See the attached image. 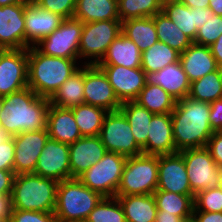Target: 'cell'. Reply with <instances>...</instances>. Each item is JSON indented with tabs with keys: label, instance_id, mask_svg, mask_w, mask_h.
<instances>
[{
	"label": "cell",
	"instance_id": "obj_1",
	"mask_svg": "<svg viewBox=\"0 0 222 222\" xmlns=\"http://www.w3.org/2000/svg\"><path fill=\"white\" fill-rule=\"evenodd\" d=\"M177 152L206 147L214 133L210 125V104L185 97L170 113Z\"/></svg>",
	"mask_w": 222,
	"mask_h": 222
},
{
	"label": "cell",
	"instance_id": "obj_2",
	"mask_svg": "<svg viewBox=\"0 0 222 222\" xmlns=\"http://www.w3.org/2000/svg\"><path fill=\"white\" fill-rule=\"evenodd\" d=\"M50 100L38 96L31 88L3 96L0 126L11 136L46 129Z\"/></svg>",
	"mask_w": 222,
	"mask_h": 222
},
{
	"label": "cell",
	"instance_id": "obj_3",
	"mask_svg": "<svg viewBox=\"0 0 222 222\" xmlns=\"http://www.w3.org/2000/svg\"><path fill=\"white\" fill-rule=\"evenodd\" d=\"M76 59H65L28 48V87L38 96L50 99L59 87L81 67Z\"/></svg>",
	"mask_w": 222,
	"mask_h": 222
},
{
	"label": "cell",
	"instance_id": "obj_4",
	"mask_svg": "<svg viewBox=\"0 0 222 222\" xmlns=\"http://www.w3.org/2000/svg\"><path fill=\"white\" fill-rule=\"evenodd\" d=\"M59 182L35 173L17 174L13 180V209L54 212Z\"/></svg>",
	"mask_w": 222,
	"mask_h": 222
},
{
	"label": "cell",
	"instance_id": "obj_5",
	"mask_svg": "<svg viewBox=\"0 0 222 222\" xmlns=\"http://www.w3.org/2000/svg\"><path fill=\"white\" fill-rule=\"evenodd\" d=\"M103 196L78 178L59 182L54 210L58 222H85Z\"/></svg>",
	"mask_w": 222,
	"mask_h": 222
},
{
	"label": "cell",
	"instance_id": "obj_6",
	"mask_svg": "<svg viewBox=\"0 0 222 222\" xmlns=\"http://www.w3.org/2000/svg\"><path fill=\"white\" fill-rule=\"evenodd\" d=\"M158 185V155L128 157L116 196L153 194Z\"/></svg>",
	"mask_w": 222,
	"mask_h": 222
},
{
	"label": "cell",
	"instance_id": "obj_7",
	"mask_svg": "<svg viewBox=\"0 0 222 222\" xmlns=\"http://www.w3.org/2000/svg\"><path fill=\"white\" fill-rule=\"evenodd\" d=\"M121 30V20H101L83 23L79 59L85 60L88 58L86 59L88 62L84 61V65H97L105 56L109 45L121 33Z\"/></svg>",
	"mask_w": 222,
	"mask_h": 222
},
{
	"label": "cell",
	"instance_id": "obj_8",
	"mask_svg": "<svg viewBox=\"0 0 222 222\" xmlns=\"http://www.w3.org/2000/svg\"><path fill=\"white\" fill-rule=\"evenodd\" d=\"M126 160L127 158L119 153L107 152L78 179L103 197H115Z\"/></svg>",
	"mask_w": 222,
	"mask_h": 222
},
{
	"label": "cell",
	"instance_id": "obj_9",
	"mask_svg": "<svg viewBox=\"0 0 222 222\" xmlns=\"http://www.w3.org/2000/svg\"><path fill=\"white\" fill-rule=\"evenodd\" d=\"M183 155L191 191L198 192L221 187V169L206 147L180 151Z\"/></svg>",
	"mask_w": 222,
	"mask_h": 222
},
{
	"label": "cell",
	"instance_id": "obj_10",
	"mask_svg": "<svg viewBox=\"0 0 222 222\" xmlns=\"http://www.w3.org/2000/svg\"><path fill=\"white\" fill-rule=\"evenodd\" d=\"M99 137L107 152L119 153L126 158L143 154L127 118L120 110L105 115Z\"/></svg>",
	"mask_w": 222,
	"mask_h": 222
},
{
	"label": "cell",
	"instance_id": "obj_11",
	"mask_svg": "<svg viewBox=\"0 0 222 222\" xmlns=\"http://www.w3.org/2000/svg\"><path fill=\"white\" fill-rule=\"evenodd\" d=\"M83 23L74 17L66 18L50 35L35 47L43 54L79 60V45Z\"/></svg>",
	"mask_w": 222,
	"mask_h": 222
},
{
	"label": "cell",
	"instance_id": "obj_12",
	"mask_svg": "<svg viewBox=\"0 0 222 222\" xmlns=\"http://www.w3.org/2000/svg\"><path fill=\"white\" fill-rule=\"evenodd\" d=\"M28 87V49H5L0 55V96Z\"/></svg>",
	"mask_w": 222,
	"mask_h": 222
},
{
	"label": "cell",
	"instance_id": "obj_13",
	"mask_svg": "<svg viewBox=\"0 0 222 222\" xmlns=\"http://www.w3.org/2000/svg\"><path fill=\"white\" fill-rule=\"evenodd\" d=\"M84 98L86 104L101 107L107 112L118 111L122 104L97 65H84Z\"/></svg>",
	"mask_w": 222,
	"mask_h": 222
},
{
	"label": "cell",
	"instance_id": "obj_14",
	"mask_svg": "<svg viewBox=\"0 0 222 222\" xmlns=\"http://www.w3.org/2000/svg\"><path fill=\"white\" fill-rule=\"evenodd\" d=\"M108 78L121 103L135 101L147 83V74L142 68L121 65H97Z\"/></svg>",
	"mask_w": 222,
	"mask_h": 222
},
{
	"label": "cell",
	"instance_id": "obj_15",
	"mask_svg": "<svg viewBox=\"0 0 222 222\" xmlns=\"http://www.w3.org/2000/svg\"><path fill=\"white\" fill-rule=\"evenodd\" d=\"M14 138V174L34 173L38 157L40 156L49 135L47 129L27 131Z\"/></svg>",
	"mask_w": 222,
	"mask_h": 222
},
{
	"label": "cell",
	"instance_id": "obj_16",
	"mask_svg": "<svg viewBox=\"0 0 222 222\" xmlns=\"http://www.w3.org/2000/svg\"><path fill=\"white\" fill-rule=\"evenodd\" d=\"M34 173L58 182L71 179L69 144L49 138L38 157Z\"/></svg>",
	"mask_w": 222,
	"mask_h": 222
},
{
	"label": "cell",
	"instance_id": "obj_17",
	"mask_svg": "<svg viewBox=\"0 0 222 222\" xmlns=\"http://www.w3.org/2000/svg\"><path fill=\"white\" fill-rule=\"evenodd\" d=\"M157 190L194 195L189 184L185 161L180 152L158 156Z\"/></svg>",
	"mask_w": 222,
	"mask_h": 222
},
{
	"label": "cell",
	"instance_id": "obj_18",
	"mask_svg": "<svg viewBox=\"0 0 222 222\" xmlns=\"http://www.w3.org/2000/svg\"><path fill=\"white\" fill-rule=\"evenodd\" d=\"M25 49L37 45L56 30L64 20L51 11L44 10L32 0L25 6Z\"/></svg>",
	"mask_w": 222,
	"mask_h": 222
},
{
	"label": "cell",
	"instance_id": "obj_19",
	"mask_svg": "<svg viewBox=\"0 0 222 222\" xmlns=\"http://www.w3.org/2000/svg\"><path fill=\"white\" fill-rule=\"evenodd\" d=\"M28 3L0 7V46L25 49L24 10Z\"/></svg>",
	"mask_w": 222,
	"mask_h": 222
},
{
	"label": "cell",
	"instance_id": "obj_20",
	"mask_svg": "<svg viewBox=\"0 0 222 222\" xmlns=\"http://www.w3.org/2000/svg\"><path fill=\"white\" fill-rule=\"evenodd\" d=\"M107 153L99 136H82L69 144L71 179L78 178Z\"/></svg>",
	"mask_w": 222,
	"mask_h": 222
},
{
	"label": "cell",
	"instance_id": "obj_21",
	"mask_svg": "<svg viewBox=\"0 0 222 222\" xmlns=\"http://www.w3.org/2000/svg\"><path fill=\"white\" fill-rule=\"evenodd\" d=\"M162 11L193 42L197 30L208 21L209 15L213 14L210 8H189L179 0H164Z\"/></svg>",
	"mask_w": 222,
	"mask_h": 222
},
{
	"label": "cell",
	"instance_id": "obj_22",
	"mask_svg": "<svg viewBox=\"0 0 222 222\" xmlns=\"http://www.w3.org/2000/svg\"><path fill=\"white\" fill-rule=\"evenodd\" d=\"M146 155L176 153L171 114H154L149 123Z\"/></svg>",
	"mask_w": 222,
	"mask_h": 222
},
{
	"label": "cell",
	"instance_id": "obj_23",
	"mask_svg": "<svg viewBox=\"0 0 222 222\" xmlns=\"http://www.w3.org/2000/svg\"><path fill=\"white\" fill-rule=\"evenodd\" d=\"M46 129L49 138L61 143L71 144L82 137L70 108H60L50 104Z\"/></svg>",
	"mask_w": 222,
	"mask_h": 222
},
{
	"label": "cell",
	"instance_id": "obj_24",
	"mask_svg": "<svg viewBox=\"0 0 222 222\" xmlns=\"http://www.w3.org/2000/svg\"><path fill=\"white\" fill-rule=\"evenodd\" d=\"M179 62L190 83L219 68L210 47L195 43L180 54Z\"/></svg>",
	"mask_w": 222,
	"mask_h": 222
},
{
	"label": "cell",
	"instance_id": "obj_25",
	"mask_svg": "<svg viewBox=\"0 0 222 222\" xmlns=\"http://www.w3.org/2000/svg\"><path fill=\"white\" fill-rule=\"evenodd\" d=\"M147 78L149 83L159 85L177 101L188 97L191 83L179 61L149 74Z\"/></svg>",
	"mask_w": 222,
	"mask_h": 222
},
{
	"label": "cell",
	"instance_id": "obj_26",
	"mask_svg": "<svg viewBox=\"0 0 222 222\" xmlns=\"http://www.w3.org/2000/svg\"><path fill=\"white\" fill-rule=\"evenodd\" d=\"M142 53L138 46L122 32L109 45L105 56L97 65H121L141 68Z\"/></svg>",
	"mask_w": 222,
	"mask_h": 222
},
{
	"label": "cell",
	"instance_id": "obj_27",
	"mask_svg": "<svg viewBox=\"0 0 222 222\" xmlns=\"http://www.w3.org/2000/svg\"><path fill=\"white\" fill-rule=\"evenodd\" d=\"M126 222H155L157 207L153 194L116 196Z\"/></svg>",
	"mask_w": 222,
	"mask_h": 222
},
{
	"label": "cell",
	"instance_id": "obj_28",
	"mask_svg": "<svg viewBox=\"0 0 222 222\" xmlns=\"http://www.w3.org/2000/svg\"><path fill=\"white\" fill-rule=\"evenodd\" d=\"M73 17L82 23L120 20L117 0H76Z\"/></svg>",
	"mask_w": 222,
	"mask_h": 222
},
{
	"label": "cell",
	"instance_id": "obj_29",
	"mask_svg": "<svg viewBox=\"0 0 222 222\" xmlns=\"http://www.w3.org/2000/svg\"><path fill=\"white\" fill-rule=\"evenodd\" d=\"M49 100L54 106L70 109L85 103L84 64L59 87Z\"/></svg>",
	"mask_w": 222,
	"mask_h": 222
},
{
	"label": "cell",
	"instance_id": "obj_30",
	"mask_svg": "<svg viewBox=\"0 0 222 222\" xmlns=\"http://www.w3.org/2000/svg\"><path fill=\"white\" fill-rule=\"evenodd\" d=\"M127 118L136 143L146 154V142L148 137L149 123L154 113L149 112L145 107L135 101H127L121 104L119 109Z\"/></svg>",
	"mask_w": 222,
	"mask_h": 222
},
{
	"label": "cell",
	"instance_id": "obj_31",
	"mask_svg": "<svg viewBox=\"0 0 222 222\" xmlns=\"http://www.w3.org/2000/svg\"><path fill=\"white\" fill-rule=\"evenodd\" d=\"M121 32L138 46L141 53L159 41L152 17L123 21Z\"/></svg>",
	"mask_w": 222,
	"mask_h": 222
},
{
	"label": "cell",
	"instance_id": "obj_32",
	"mask_svg": "<svg viewBox=\"0 0 222 222\" xmlns=\"http://www.w3.org/2000/svg\"><path fill=\"white\" fill-rule=\"evenodd\" d=\"M157 213H169L184 219L193 216L194 196L156 190L153 193Z\"/></svg>",
	"mask_w": 222,
	"mask_h": 222
},
{
	"label": "cell",
	"instance_id": "obj_33",
	"mask_svg": "<svg viewBox=\"0 0 222 222\" xmlns=\"http://www.w3.org/2000/svg\"><path fill=\"white\" fill-rule=\"evenodd\" d=\"M152 18L159 42L166 43L180 54L193 43L163 11L155 14Z\"/></svg>",
	"mask_w": 222,
	"mask_h": 222
},
{
	"label": "cell",
	"instance_id": "obj_34",
	"mask_svg": "<svg viewBox=\"0 0 222 222\" xmlns=\"http://www.w3.org/2000/svg\"><path fill=\"white\" fill-rule=\"evenodd\" d=\"M135 102L154 114H166L174 110L177 100L159 85L147 81Z\"/></svg>",
	"mask_w": 222,
	"mask_h": 222
},
{
	"label": "cell",
	"instance_id": "obj_35",
	"mask_svg": "<svg viewBox=\"0 0 222 222\" xmlns=\"http://www.w3.org/2000/svg\"><path fill=\"white\" fill-rule=\"evenodd\" d=\"M179 58V52L169 47L166 43L158 41L142 53L141 68L148 76L178 62Z\"/></svg>",
	"mask_w": 222,
	"mask_h": 222
},
{
	"label": "cell",
	"instance_id": "obj_36",
	"mask_svg": "<svg viewBox=\"0 0 222 222\" xmlns=\"http://www.w3.org/2000/svg\"><path fill=\"white\" fill-rule=\"evenodd\" d=\"M71 109L82 136H99L104 117L108 113L105 109L86 103Z\"/></svg>",
	"mask_w": 222,
	"mask_h": 222
},
{
	"label": "cell",
	"instance_id": "obj_37",
	"mask_svg": "<svg viewBox=\"0 0 222 222\" xmlns=\"http://www.w3.org/2000/svg\"><path fill=\"white\" fill-rule=\"evenodd\" d=\"M189 98L212 103L222 98V68H218L199 80L191 82Z\"/></svg>",
	"mask_w": 222,
	"mask_h": 222
},
{
	"label": "cell",
	"instance_id": "obj_38",
	"mask_svg": "<svg viewBox=\"0 0 222 222\" xmlns=\"http://www.w3.org/2000/svg\"><path fill=\"white\" fill-rule=\"evenodd\" d=\"M121 22L144 17H153L162 12L161 0H117Z\"/></svg>",
	"mask_w": 222,
	"mask_h": 222
},
{
	"label": "cell",
	"instance_id": "obj_39",
	"mask_svg": "<svg viewBox=\"0 0 222 222\" xmlns=\"http://www.w3.org/2000/svg\"><path fill=\"white\" fill-rule=\"evenodd\" d=\"M85 222H126L119 200L115 197H103Z\"/></svg>",
	"mask_w": 222,
	"mask_h": 222
},
{
	"label": "cell",
	"instance_id": "obj_40",
	"mask_svg": "<svg viewBox=\"0 0 222 222\" xmlns=\"http://www.w3.org/2000/svg\"><path fill=\"white\" fill-rule=\"evenodd\" d=\"M194 211L222 212V188L198 192L194 196Z\"/></svg>",
	"mask_w": 222,
	"mask_h": 222
},
{
	"label": "cell",
	"instance_id": "obj_41",
	"mask_svg": "<svg viewBox=\"0 0 222 222\" xmlns=\"http://www.w3.org/2000/svg\"><path fill=\"white\" fill-rule=\"evenodd\" d=\"M222 34V16L209 15L208 21L197 30L193 43L203 46H211Z\"/></svg>",
	"mask_w": 222,
	"mask_h": 222
},
{
	"label": "cell",
	"instance_id": "obj_42",
	"mask_svg": "<svg viewBox=\"0 0 222 222\" xmlns=\"http://www.w3.org/2000/svg\"><path fill=\"white\" fill-rule=\"evenodd\" d=\"M40 8L66 18L74 16L76 0H32Z\"/></svg>",
	"mask_w": 222,
	"mask_h": 222
},
{
	"label": "cell",
	"instance_id": "obj_43",
	"mask_svg": "<svg viewBox=\"0 0 222 222\" xmlns=\"http://www.w3.org/2000/svg\"><path fill=\"white\" fill-rule=\"evenodd\" d=\"M11 222H58L54 212L24 211L13 209Z\"/></svg>",
	"mask_w": 222,
	"mask_h": 222
},
{
	"label": "cell",
	"instance_id": "obj_44",
	"mask_svg": "<svg viewBox=\"0 0 222 222\" xmlns=\"http://www.w3.org/2000/svg\"><path fill=\"white\" fill-rule=\"evenodd\" d=\"M14 138L0 143V170H13L14 165Z\"/></svg>",
	"mask_w": 222,
	"mask_h": 222
},
{
	"label": "cell",
	"instance_id": "obj_45",
	"mask_svg": "<svg viewBox=\"0 0 222 222\" xmlns=\"http://www.w3.org/2000/svg\"><path fill=\"white\" fill-rule=\"evenodd\" d=\"M206 148L220 168L222 166V131H216L209 138Z\"/></svg>",
	"mask_w": 222,
	"mask_h": 222
},
{
	"label": "cell",
	"instance_id": "obj_46",
	"mask_svg": "<svg viewBox=\"0 0 222 222\" xmlns=\"http://www.w3.org/2000/svg\"><path fill=\"white\" fill-rule=\"evenodd\" d=\"M209 120L213 132L222 131V98L210 103Z\"/></svg>",
	"mask_w": 222,
	"mask_h": 222
},
{
	"label": "cell",
	"instance_id": "obj_47",
	"mask_svg": "<svg viewBox=\"0 0 222 222\" xmlns=\"http://www.w3.org/2000/svg\"><path fill=\"white\" fill-rule=\"evenodd\" d=\"M14 177L13 170H0V195L12 194Z\"/></svg>",
	"mask_w": 222,
	"mask_h": 222
},
{
	"label": "cell",
	"instance_id": "obj_48",
	"mask_svg": "<svg viewBox=\"0 0 222 222\" xmlns=\"http://www.w3.org/2000/svg\"><path fill=\"white\" fill-rule=\"evenodd\" d=\"M13 213V202L11 194L0 195V217L10 218Z\"/></svg>",
	"mask_w": 222,
	"mask_h": 222
},
{
	"label": "cell",
	"instance_id": "obj_49",
	"mask_svg": "<svg viewBox=\"0 0 222 222\" xmlns=\"http://www.w3.org/2000/svg\"><path fill=\"white\" fill-rule=\"evenodd\" d=\"M197 222H222V212L193 211Z\"/></svg>",
	"mask_w": 222,
	"mask_h": 222
},
{
	"label": "cell",
	"instance_id": "obj_50",
	"mask_svg": "<svg viewBox=\"0 0 222 222\" xmlns=\"http://www.w3.org/2000/svg\"><path fill=\"white\" fill-rule=\"evenodd\" d=\"M209 47H210L212 55L214 56V58L216 60L217 66L219 68H222V34Z\"/></svg>",
	"mask_w": 222,
	"mask_h": 222
},
{
	"label": "cell",
	"instance_id": "obj_51",
	"mask_svg": "<svg viewBox=\"0 0 222 222\" xmlns=\"http://www.w3.org/2000/svg\"><path fill=\"white\" fill-rule=\"evenodd\" d=\"M184 218L169 213H157L155 222H182Z\"/></svg>",
	"mask_w": 222,
	"mask_h": 222
},
{
	"label": "cell",
	"instance_id": "obj_52",
	"mask_svg": "<svg viewBox=\"0 0 222 222\" xmlns=\"http://www.w3.org/2000/svg\"><path fill=\"white\" fill-rule=\"evenodd\" d=\"M189 8H209V0H179Z\"/></svg>",
	"mask_w": 222,
	"mask_h": 222
},
{
	"label": "cell",
	"instance_id": "obj_53",
	"mask_svg": "<svg viewBox=\"0 0 222 222\" xmlns=\"http://www.w3.org/2000/svg\"><path fill=\"white\" fill-rule=\"evenodd\" d=\"M209 8L213 14L222 16V0H209Z\"/></svg>",
	"mask_w": 222,
	"mask_h": 222
},
{
	"label": "cell",
	"instance_id": "obj_54",
	"mask_svg": "<svg viewBox=\"0 0 222 222\" xmlns=\"http://www.w3.org/2000/svg\"><path fill=\"white\" fill-rule=\"evenodd\" d=\"M31 0H0V7L12 4L29 3Z\"/></svg>",
	"mask_w": 222,
	"mask_h": 222
},
{
	"label": "cell",
	"instance_id": "obj_55",
	"mask_svg": "<svg viewBox=\"0 0 222 222\" xmlns=\"http://www.w3.org/2000/svg\"><path fill=\"white\" fill-rule=\"evenodd\" d=\"M11 138L12 136L0 126V143H3Z\"/></svg>",
	"mask_w": 222,
	"mask_h": 222
},
{
	"label": "cell",
	"instance_id": "obj_56",
	"mask_svg": "<svg viewBox=\"0 0 222 222\" xmlns=\"http://www.w3.org/2000/svg\"><path fill=\"white\" fill-rule=\"evenodd\" d=\"M2 113H3V96H0V123L2 120Z\"/></svg>",
	"mask_w": 222,
	"mask_h": 222
},
{
	"label": "cell",
	"instance_id": "obj_57",
	"mask_svg": "<svg viewBox=\"0 0 222 222\" xmlns=\"http://www.w3.org/2000/svg\"><path fill=\"white\" fill-rule=\"evenodd\" d=\"M182 222H197L194 216H191L189 218L183 219Z\"/></svg>",
	"mask_w": 222,
	"mask_h": 222
},
{
	"label": "cell",
	"instance_id": "obj_58",
	"mask_svg": "<svg viewBox=\"0 0 222 222\" xmlns=\"http://www.w3.org/2000/svg\"><path fill=\"white\" fill-rule=\"evenodd\" d=\"M0 222H11L10 218L0 217Z\"/></svg>",
	"mask_w": 222,
	"mask_h": 222
},
{
	"label": "cell",
	"instance_id": "obj_59",
	"mask_svg": "<svg viewBox=\"0 0 222 222\" xmlns=\"http://www.w3.org/2000/svg\"><path fill=\"white\" fill-rule=\"evenodd\" d=\"M4 50H5V48H3V47L0 46V55H1V53H2Z\"/></svg>",
	"mask_w": 222,
	"mask_h": 222
}]
</instances>
